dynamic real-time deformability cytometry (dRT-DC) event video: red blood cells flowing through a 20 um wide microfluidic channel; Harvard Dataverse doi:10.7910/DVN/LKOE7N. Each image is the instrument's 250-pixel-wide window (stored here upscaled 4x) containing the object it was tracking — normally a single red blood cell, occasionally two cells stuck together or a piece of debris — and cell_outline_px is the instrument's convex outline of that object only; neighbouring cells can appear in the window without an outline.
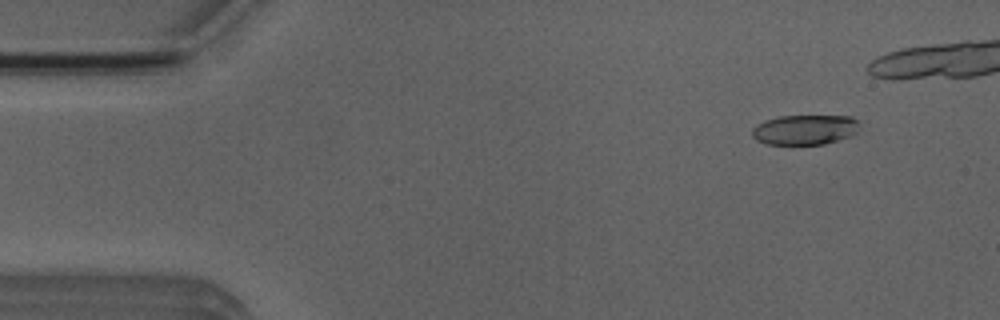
{"species": "Egyptian fruit bat (a non-hibernating species)", "species_latin": "Rousettus aegyptiacus", "temperature_condition": "room temperature", "stored_images_in_passage": 5, "camera_frame_rate_fps": 3000, "um_per_image_px": 0.085, "animal": {"sex": "male"}, "frame": {"image": 1, "passage_image": 2, "time_ms": 1.0, "image_size_px": [1000, 320], "cell_outline_px": [[860, 124], [856, 132], [848, 136], [824, 144], [764, 144], [756, 140], [752, 136], [752, 128], [764, 120], [780, 116], [852, 116]], "centroid_in_image_um": [68.38, 11.02], "position_along_channel_um": 16.6, "area_um2": 18.67}}